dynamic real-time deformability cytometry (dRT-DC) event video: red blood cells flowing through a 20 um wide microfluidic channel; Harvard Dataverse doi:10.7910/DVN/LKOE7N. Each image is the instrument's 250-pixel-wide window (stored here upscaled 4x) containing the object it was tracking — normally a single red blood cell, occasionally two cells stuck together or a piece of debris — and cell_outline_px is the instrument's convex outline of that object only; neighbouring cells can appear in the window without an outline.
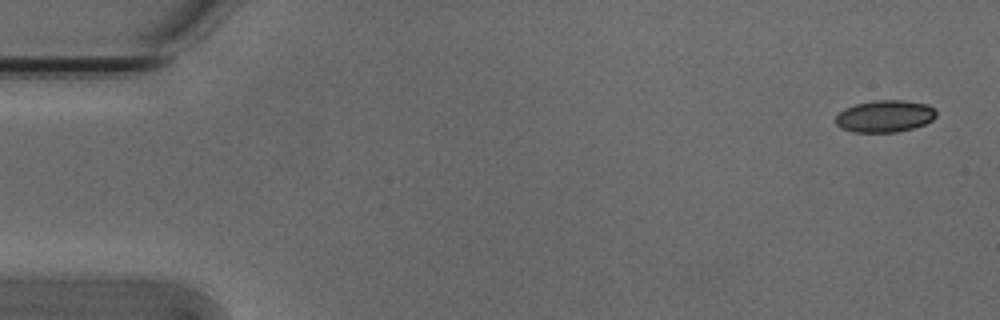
{"species": "Egyptian fruit bat (a non-hibernating species)", "species_latin": "Rousettus aegyptiacus", "temperature_condition": "cold", "stored_images_in_passage": 14, "camera_frame_rate_fps": 3000, "um_per_image_px": 0.085, "animal": {"sex": "male"}, "frame": {"image": 1, "passage_image": 1, "time_ms": 0.0, "image_size_px": [1000, 320], "cell_outline_px": [[936, 116], [932, 120], [924, 124], [912, 128], [896, 132], [852, 132], [840, 128], [836, 124], [836, 116], [844, 108], [856, 104], [872, 100], [900, 100], [928, 104], [936, 112]], "centroid_in_image_um": [75.18, 9.88], "position_along_channel_um": 9.8, "area_um2": 18.73}}